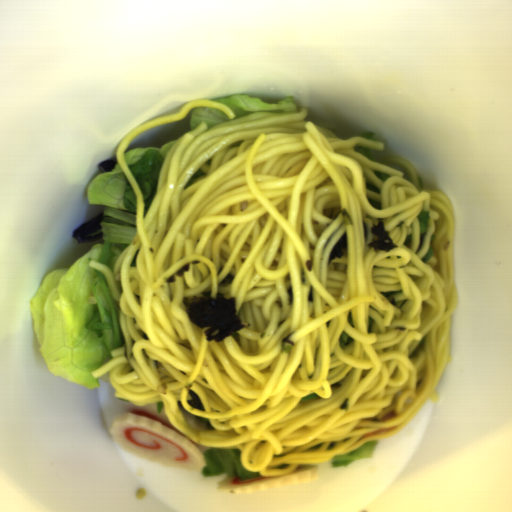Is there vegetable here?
I'll return each instance as SVG.
<instances>
[{"instance_id":"obj_1","label":"vegetable","mask_w":512,"mask_h":512,"mask_svg":"<svg viewBox=\"0 0 512 512\" xmlns=\"http://www.w3.org/2000/svg\"><path fill=\"white\" fill-rule=\"evenodd\" d=\"M88 204L105 205L101 232L104 244L92 245L68 268L48 273L30 300L39 351L49 372L80 386L99 387L92 373L124 346L120 305L104 273L114 275L121 253L137 233V196L121 166L101 172L89 184Z\"/></svg>"},{"instance_id":"obj_2","label":"vegetable","mask_w":512,"mask_h":512,"mask_svg":"<svg viewBox=\"0 0 512 512\" xmlns=\"http://www.w3.org/2000/svg\"><path fill=\"white\" fill-rule=\"evenodd\" d=\"M176 144L177 140L173 139L161 148L135 147L124 155L125 162L143 194L144 218L157 196L159 175L167 153Z\"/></svg>"},{"instance_id":"obj_3","label":"vegetable","mask_w":512,"mask_h":512,"mask_svg":"<svg viewBox=\"0 0 512 512\" xmlns=\"http://www.w3.org/2000/svg\"><path fill=\"white\" fill-rule=\"evenodd\" d=\"M202 457L206 463L201 469L204 477L227 474V477H236L243 481L263 477L260 471L244 468L241 461L242 451L239 447L208 448L202 452Z\"/></svg>"},{"instance_id":"obj_4","label":"vegetable","mask_w":512,"mask_h":512,"mask_svg":"<svg viewBox=\"0 0 512 512\" xmlns=\"http://www.w3.org/2000/svg\"><path fill=\"white\" fill-rule=\"evenodd\" d=\"M293 95L280 100L279 103H267L259 97H251L248 94H235L232 96L218 97L211 101L221 102L228 106L235 114L234 119L245 118L252 113H287L296 112L298 107ZM233 119V120H234Z\"/></svg>"},{"instance_id":"obj_5","label":"vegetable","mask_w":512,"mask_h":512,"mask_svg":"<svg viewBox=\"0 0 512 512\" xmlns=\"http://www.w3.org/2000/svg\"><path fill=\"white\" fill-rule=\"evenodd\" d=\"M379 440L367 441L363 445L347 452L346 454L335 455L330 458L331 467H348V465L359 459H371L374 456L375 449L379 445Z\"/></svg>"},{"instance_id":"obj_6","label":"vegetable","mask_w":512,"mask_h":512,"mask_svg":"<svg viewBox=\"0 0 512 512\" xmlns=\"http://www.w3.org/2000/svg\"><path fill=\"white\" fill-rule=\"evenodd\" d=\"M227 121H233L226 113L219 109L196 106L190 115V125L193 131L201 123H204L208 127L207 130L216 124H220Z\"/></svg>"},{"instance_id":"obj_7","label":"vegetable","mask_w":512,"mask_h":512,"mask_svg":"<svg viewBox=\"0 0 512 512\" xmlns=\"http://www.w3.org/2000/svg\"><path fill=\"white\" fill-rule=\"evenodd\" d=\"M417 220L419 223V230L421 235L427 234L430 228V219L432 218L427 210H421L417 215Z\"/></svg>"},{"instance_id":"obj_8","label":"vegetable","mask_w":512,"mask_h":512,"mask_svg":"<svg viewBox=\"0 0 512 512\" xmlns=\"http://www.w3.org/2000/svg\"><path fill=\"white\" fill-rule=\"evenodd\" d=\"M353 341V337L349 335L347 332H342L339 338L340 347L344 348L346 347L347 343H350Z\"/></svg>"},{"instance_id":"obj_9","label":"vegetable","mask_w":512,"mask_h":512,"mask_svg":"<svg viewBox=\"0 0 512 512\" xmlns=\"http://www.w3.org/2000/svg\"><path fill=\"white\" fill-rule=\"evenodd\" d=\"M434 253H435L434 248L429 247L428 253L423 258L420 259L421 262L427 263L433 257Z\"/></svg>"},{"instance_id":"obj_10","label":"vegetable","mask_w":512,"mask_h":512,"mask_svg":"<svg viewBox=\"0 0 512 512\" xmlns=\"http://www.w3.org/2000/svg\"><path fill=\"white\" fill-rule=\"evenodd\" d=\"M317 399H322L321 396L318 394V393H312L304 398H302L300 401H311V400H317Z\"/></svg>"},{"instance_id":"obj_11","label":"vegetable","mask_w":512,"mask_h":512,"mask_svg":"<svg viewBox=\"0 0 512 512\" xmlns=\"http://www.w3.org/2000/svg\"><path fill=\"white\" fill-rule=\"evenodd\" d=\"M156 407H157V413L159 414L165 408V403L163 401H157L156 402Z\"/></svg>"},{"instance_id":"obj_12","label":"vegetable","mask_w":512,"mask_h":512,"mask_svg":"<svg viewBox=\"0 0 512 512\" xmlns=\"http://www.w3.org/2000/svg\"><path fill=\"white\" fill-rule=\"evenodd\" d=\"M412 240H413V237H412V234H410L409 236H407L405 242L409 243V242H412Z\"/></svg>"}]
</instances>
